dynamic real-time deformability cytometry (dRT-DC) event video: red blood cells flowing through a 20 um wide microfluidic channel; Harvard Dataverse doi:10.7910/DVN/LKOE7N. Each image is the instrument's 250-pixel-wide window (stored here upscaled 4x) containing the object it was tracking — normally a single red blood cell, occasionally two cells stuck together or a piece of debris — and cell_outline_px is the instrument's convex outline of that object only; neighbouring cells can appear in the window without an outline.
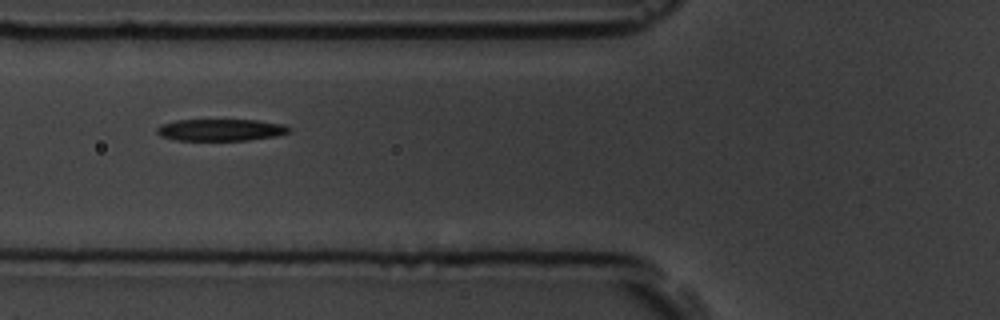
{"species": "common noctule bat (a hibernating species)", "species_latin": "Nyctalus noctula", "temperature_condition": "room temperature", "stored_images_in_passage": 8, "camera_frame_rate_fps": 3000, "um_per_image_px": 0.085, "animal": {"sex": "male", "body_mass_g": 19.5, "forearm_length_mm": 54.6}, "frame": {"image": 1, "passage_image": 6, "time_ms": 6.667, "image_size_px": [1000, 320], "cell_outline_px": [[292, 132], [276, 136], [248, 140], [176, 140], [160, 136], [156, 132], [156, 128], [160, 124], [176, 120], [256, 120], [284, 124], [292, 128]], "centroid_in_image_um": [18.78, 11.04], "position_along_channel_um": 107.0, "area_um2": 16.99}}
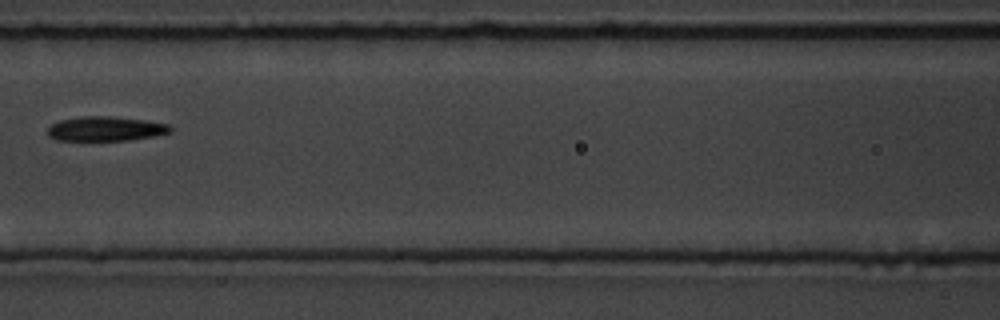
{"frame": {"image": 2, "passage_image": 7, "time_ms": 8.0, "image_size_px": [1000, 320], "cell_outline_px": [[172, 132], [156, 136], [128, 140], [56, 140], [48, 136], [48, 128], [52, 124], [60, 120], [80, 116], [112, 116], [144, 120], [168, 124], [172, 128]], "centroid_in_image_um": [8.99, 10.94], "position_along_channel_um": 157.6, "area_um2": 17.57}}
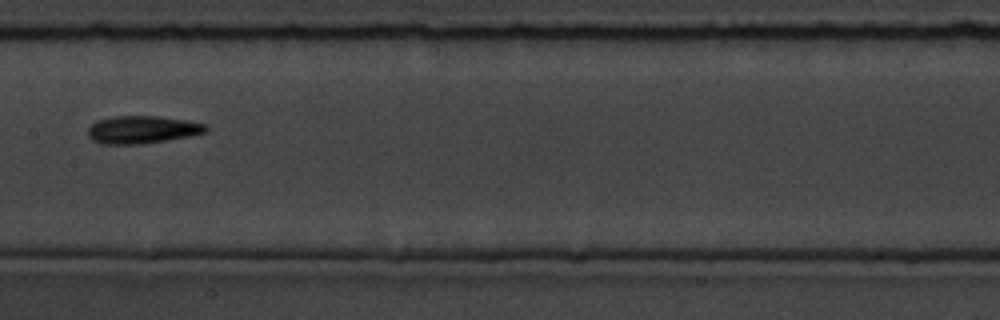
{"frame": {"image": 3, "passage_image": 8, "time_ms": 9.0, "image_size_px": [1000, 320], "cell_outline_px": [[208, 132], [192, 136], [140, 144], [100, 144], [92, 140], [88, 136], [88, 128], [96, 120], [112, 116], [156, 116], [188, 120], [208, 124]], "centroid_in_image_um": [12.12, 11.01], "position_along_channel_um": 195.3, "area_um2": 19.31}}